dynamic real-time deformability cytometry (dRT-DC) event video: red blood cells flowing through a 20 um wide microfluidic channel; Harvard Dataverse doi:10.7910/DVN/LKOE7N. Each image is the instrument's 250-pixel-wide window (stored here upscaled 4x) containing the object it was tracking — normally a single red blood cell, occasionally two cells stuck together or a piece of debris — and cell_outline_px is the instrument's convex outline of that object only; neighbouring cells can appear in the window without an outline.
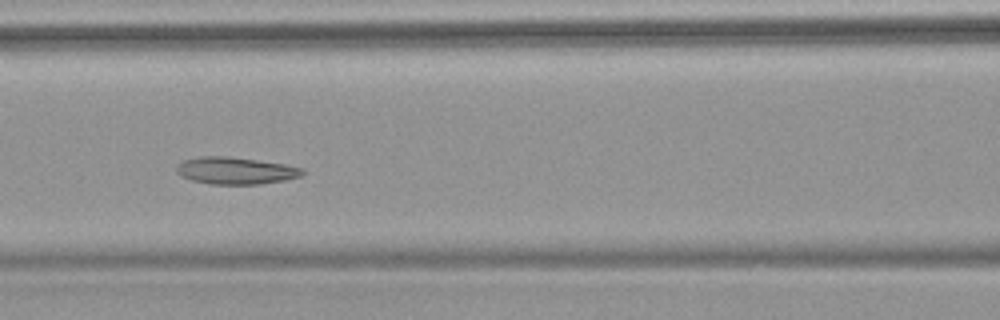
{"species": "common noctule bat (a hibernating species)", "species_latin": "Nyctalus noctula", "temperature_condition": "warm", "stored_images_in_passage": 8, "camera_frame_rate_fps": 3000, "um_per_image_px": 0.085, "animal": {"sex": "female", "body_mass_g": 18.4}, "frame": {"image": 1, "passage_image": 7, "time_ms": 7.0, "image_size_px": [1000, 320], "cell_outline_px": [[304, 172], [300, 176], [284, 180], [260, 184], [208, 184], [192, 180], [180, 176], [176, 172], [176, 164], [184, 160], [200, 156], [228, 156], [284, 164], [304, 168]], "centroid_in_image_um": [19.98, 14.5], "position_along_channel_um": 146.6, "area_um2": 19.88}}
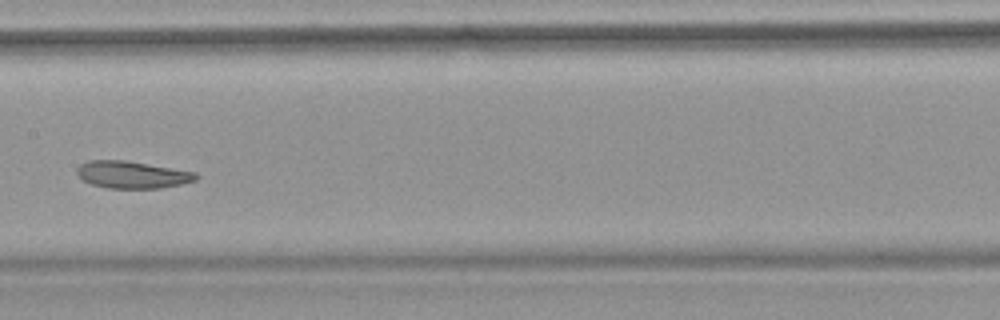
{"frame": {"image": 2, "passage_image": 8, "time_ms": 8.333, "image_size_px": [1000, 320], "cell_outline_px": [[200, 176], [196, 180], [180, 184], [160, 188], [108, 188], [92, 184], [80, 180], [76, 172], [76, 168], [80, 164], [88, 160], [124, 160], [196, 172]], "centroid_in_image_um": [11.2, 14.85], "position_along_channel_um": 196.2, "area_um2": 18.9}}